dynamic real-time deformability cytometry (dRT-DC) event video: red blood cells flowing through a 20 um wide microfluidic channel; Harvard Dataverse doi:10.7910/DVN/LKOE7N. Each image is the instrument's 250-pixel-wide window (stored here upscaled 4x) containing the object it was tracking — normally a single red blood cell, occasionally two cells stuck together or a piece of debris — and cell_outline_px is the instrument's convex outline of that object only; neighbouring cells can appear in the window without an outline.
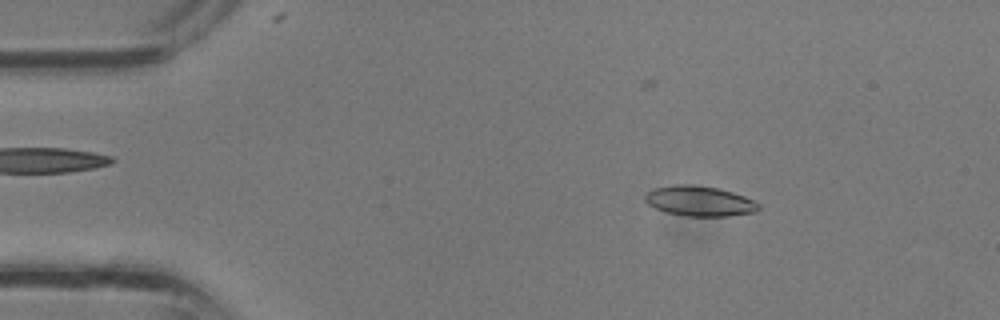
{"species": "common noctule bat (a hibernating species)", "species_latin": "Nyctalus noctula", "temperature_condition": "room temperature", "stored_images_in_passage": 32, "camera_frame_rate_fps": 3000, "um_per_image_px": 0.085, "animal": {"sex": "male", "body_mass_g": 13.3}, "frame": {"image": 1, "passage_image": 2, "time_ms": 0.333, "image_size_px": [1000, 320], "cell_outline_px": [[760, 208], [756, 212], [728, 216], [684, 216], [664, 212], [648, 204], [644, 200], [644, 196], [652, 188], [672, 184], [692, 184], [720, 188], [744, 196], [760, 204]], "centroid_in_image_um": [59.43, 17.08], "position_along_channel_um": 25.6, "area_um2": 20.23}}
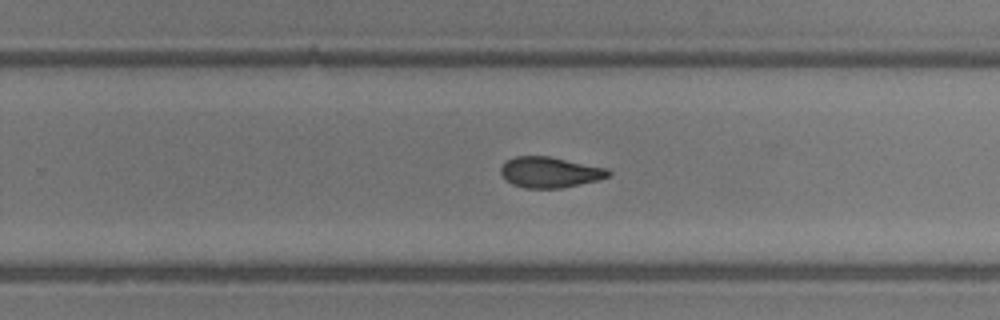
{"frame": {"image": 2, "passage_image": 19, "time_ms": 6.0, "image_size_px": [1000, 320], "cell_outline_px": [[612, 172], [608, 176], [596, 180], [560, 188], [524, 188], [512, 184], [504, 180], [500, 172], [500, 168], [508, 160], [516, 156], [552, 156], [608, 168]], "centroid_in_image_um": [46.72, 14.63], "position_along_channel_um": 283.1, "area_um2": 19.31}}
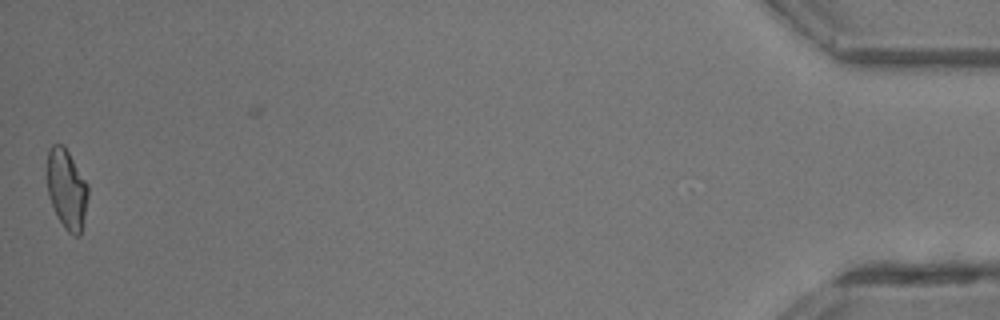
{"frame": {"image": 3, "passage_image": 32, "time_ms": 10.333, "image_size_px": [1000, 320], "cell_outline_px": [[88, 196], [80, 236], [72, 236], [64, 228], [56, 216], [48, 196], [48, 148], [52, 144], [64, 144], [88, 184]], "centroid_in_image_um": [5.67, 16.08], "position_along_channel_um": 429.5, "area_um2": 19.13}}